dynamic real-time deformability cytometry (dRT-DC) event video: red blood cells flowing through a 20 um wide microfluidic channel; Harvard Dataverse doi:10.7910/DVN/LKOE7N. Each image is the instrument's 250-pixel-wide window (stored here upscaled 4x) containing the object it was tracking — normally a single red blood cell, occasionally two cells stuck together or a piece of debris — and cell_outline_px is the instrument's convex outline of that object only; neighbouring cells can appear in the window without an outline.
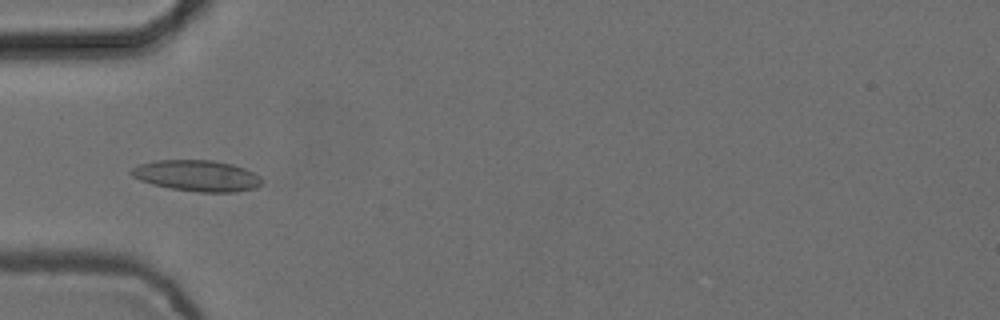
{"species": "common noctule bat (a hibernating species)", "species_latin": "Nyctalus noctula", "temperature_condition": "cold", "stored_images_in_passage": 7, "camera_frame_rate_fps": 3000, "um_per_image_px": 0.085, "animal": {"sex": "female", "body_mass_g": 24.6, "forearm_length_mm": 56.2}, "frame": {"image": 1, "passage_image": 5, "time_ms": 1.333, "image_size_px": [1000, 320], "cell_outline_px": [[264, 184], [256, 188], [236, 192], [200, 192], [172, 188], [152, 184], [140, 180], [132, 176], [128, 172], [132, 168], [140, 164], [156, 160], [212, 160], [232, 164], [244, 168], [260, 176], [264, 180]], "centroid_in_image_um": [16.78, 14.93], "position_along_channel_um": 68.2, "area_um2": 23.76}}
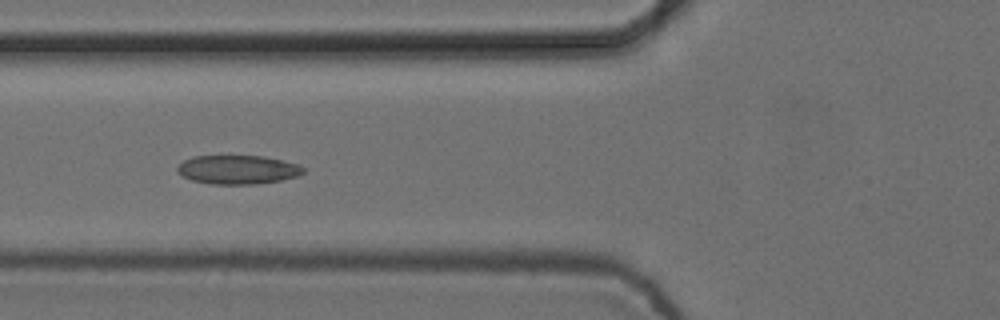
{"frame": {"image": 2, "passage_image": 6, "time_ms": 1.667, "image_size_px": [1000, 320], "cell_outline_px": [[304, 172], [296, 176], [280, 180], [256, 184], [212, 184], [192, 180], [176, 172], [176, 168], [184, 160], [192, 156], [264, 156], [300, 164], [304, 168]], "centroid_in_image_um": [20.2, 14.41], "position_along_channel_um": 105.6, "area_um2": 21.15}}
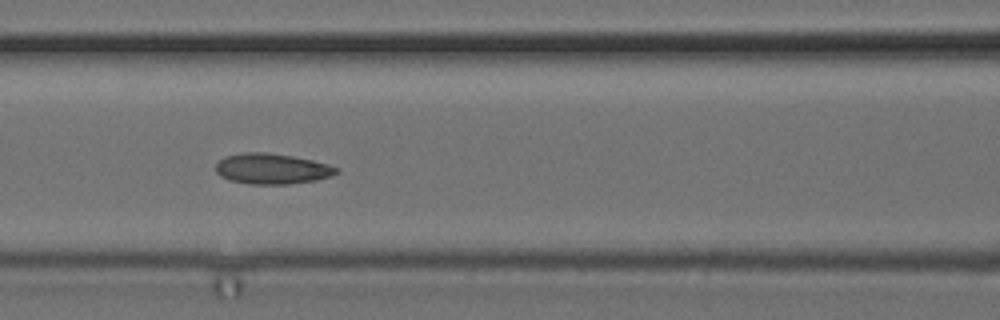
{"frame": {"image": 3, "passage_image": 7, "time_ms": 2.0, "image_size_px": [1000, 320], "cell_outline_px": [[340, 172], [332, 176], [316, 180], [288, 184], [252, 184], [228, 180], [220, 176], [216, 172], [216, 164], [224, 156], [244, 152], [264, 152], [292, 156], [312, 160], [328, 164], [340, 168]], "centroid_in_image_um": [23.13, 14.34], "position_along_channel_um": 143.5, "area_um2": 21.62}}